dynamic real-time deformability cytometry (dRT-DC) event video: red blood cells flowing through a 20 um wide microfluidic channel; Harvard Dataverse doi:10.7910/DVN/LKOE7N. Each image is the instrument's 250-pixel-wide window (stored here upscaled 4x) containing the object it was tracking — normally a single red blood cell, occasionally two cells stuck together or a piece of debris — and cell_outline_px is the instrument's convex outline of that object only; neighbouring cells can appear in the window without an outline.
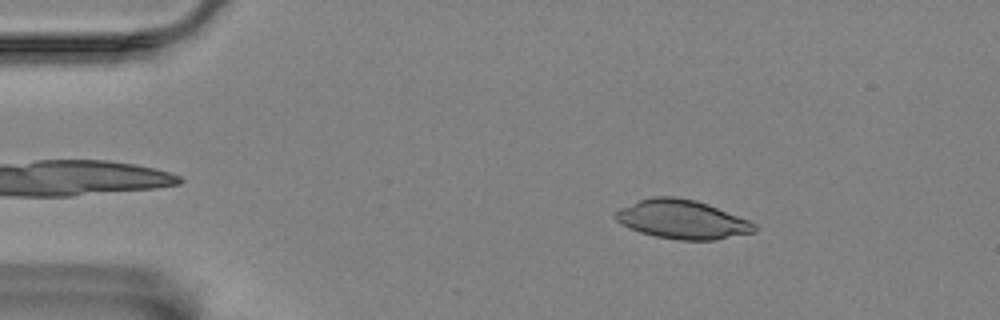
{"species": "Egyptian fruit bat (a non-hibernating species)", "species_latin": "Rousettus aegyptiacus", "temperature_condition": "room temperature", "stored_images_in_passage": 3, "camera_frame_rate_fps": 3000, "um_per_image_px": 0.085, "animal": {"sex": "female"}, "frame": {"image": 1, "passage_image": 2, "time_ms": 1.0, "image_size_px": [1000, 320], "cell_outline_px": [[756, 232], [716, 240], [680, 240], [656, 236], [640, 232], [616, 220], [616, 212], [620, 208], [640, 200], [652, 196], [672, 196], [696, 200], [708, 204], [748, 220], [756, 224]], "centroid_in_image_um": [58.03, 18.65], "position_along_channel_um": 27.0, "area_um2": 31.15}}